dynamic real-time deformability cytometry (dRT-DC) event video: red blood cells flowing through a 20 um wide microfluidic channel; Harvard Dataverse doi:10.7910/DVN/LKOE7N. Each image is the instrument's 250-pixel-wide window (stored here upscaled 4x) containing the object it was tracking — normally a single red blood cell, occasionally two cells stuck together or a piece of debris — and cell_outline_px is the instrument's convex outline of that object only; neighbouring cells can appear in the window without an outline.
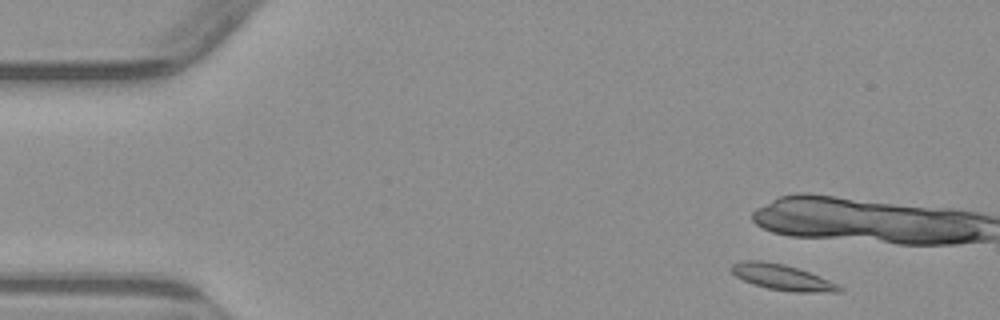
{"species": "common noctule bat (a hibernating species)", "species_latin": "Nyctalus noctula", "temperature_condition": "warm", "stored_images_in_passage": 9, "camera_frame_rate_fps": 3000, "um_per_image_px": 0.085, "animal": {"sex": "male", "body_mass_g": 23.1, "forearm_length_mm": 52.7}, "frame": {"image": 1, "passage_image": 1, "time_ms": 0.0, "image_size_px": [1000, 320], "cell_outline_px": [[844, 288], [840, 292], [792, 292], [768, 288], [752, 284], [736, 276], [728, 268], [732, 264], [744, 260], [764, 260], [784, 264], [820, 276]], "centroid_in_image_um": [66.45, 23.56], "position_along_channel_um": 18.6, "area_um2": 16.13}}
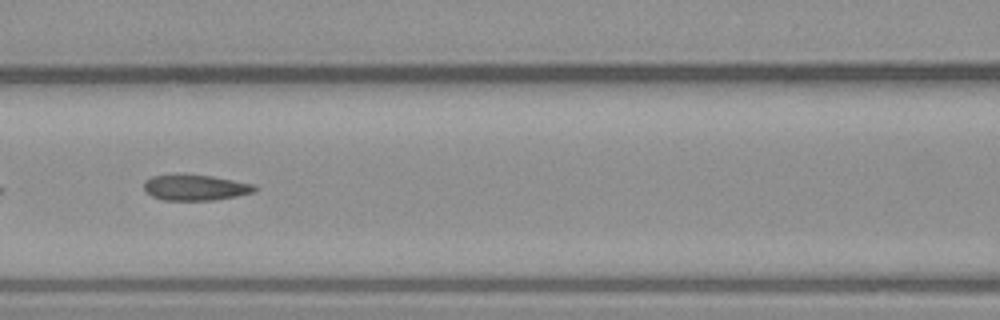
{"frame": {"image": 2, "passage_image": 7, "time_ms": 8.0, "image_size_px": [1000, 320], "cell_outline_px": [[260, 188], [256, 192], [236, 196], [212, 200], [164, 200], [152, 196], [144, 188], [144, 180], [152, 176], [212, 176], [256, 184]], "centroid_in_image_um": [16.7, 15.96], "position_along_channel_um": 149.9, "area_um2": 16.3}}
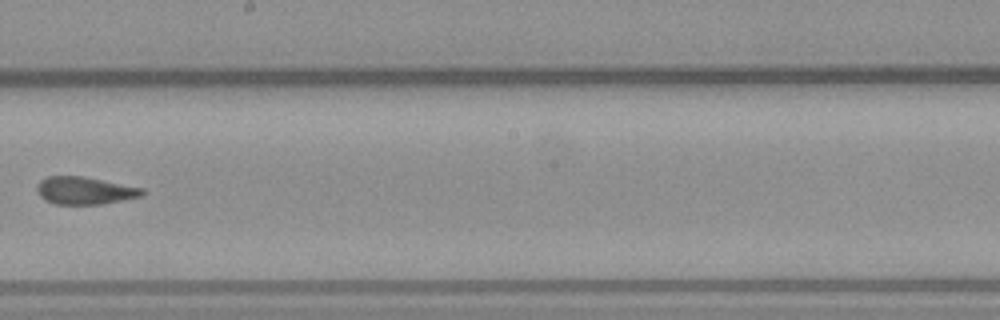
{"frame": {"image": 3, "passage_image": 9, "time_ms": 10.333, "image_size_px": [1000, 320], "cell_outline_px": [[144, 192], [140, 196], [100, 204], [56, 204], [44, 200], [36, 192], [36, 184], [40, 180], [48, 176], [84, 176], [144, 188]], "centroid_in_image_um": [7.14, 16.19], "position_along_channel_um": 241.1, "area_um2": 16.88}}